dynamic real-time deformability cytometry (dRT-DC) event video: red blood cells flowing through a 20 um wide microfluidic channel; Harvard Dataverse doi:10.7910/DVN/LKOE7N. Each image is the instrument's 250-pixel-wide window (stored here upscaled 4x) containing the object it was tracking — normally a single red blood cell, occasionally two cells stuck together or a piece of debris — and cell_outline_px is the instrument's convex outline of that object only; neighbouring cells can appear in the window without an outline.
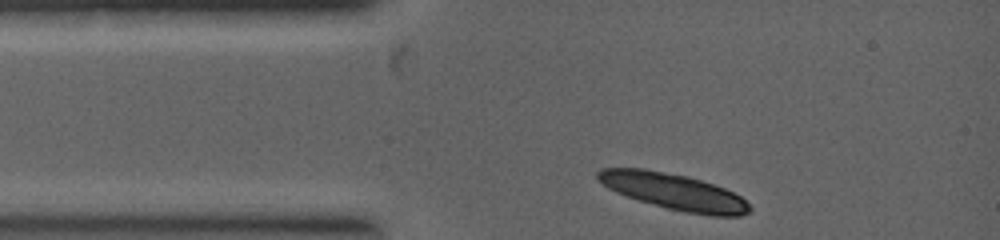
{"species": "common noctule bat (a hibernating species)", "species_latin": "Nyctalus noctula", "temperature_condition": "warm", "stored_images_in_passage": 3, "camera_frame_rate_fps": 5000, "um_per_image_px": 0.085, "animal": {"sex": "female", "body_mass_g": 19.0, "forearm_length_mm": 53.3}, "frame": {"image": 1, "passage_image": 1, "time_ms": 0.0, "image_size_px": [1000, 240], "cell_outline_px": [[752, 208], [748, 212], [740, 216], [708, 216], [684, 212], [668, 208], [640, 200], [616, 192], [608, 188], [596, 176], [596, 172], [600, 168], [644, 168], [688, 176], [724, 188], [740, 196]], "centroid_in_image_um": [57.28, 16.28], "position_along_channel_um": 27.7, "area_um2": 31.73}}